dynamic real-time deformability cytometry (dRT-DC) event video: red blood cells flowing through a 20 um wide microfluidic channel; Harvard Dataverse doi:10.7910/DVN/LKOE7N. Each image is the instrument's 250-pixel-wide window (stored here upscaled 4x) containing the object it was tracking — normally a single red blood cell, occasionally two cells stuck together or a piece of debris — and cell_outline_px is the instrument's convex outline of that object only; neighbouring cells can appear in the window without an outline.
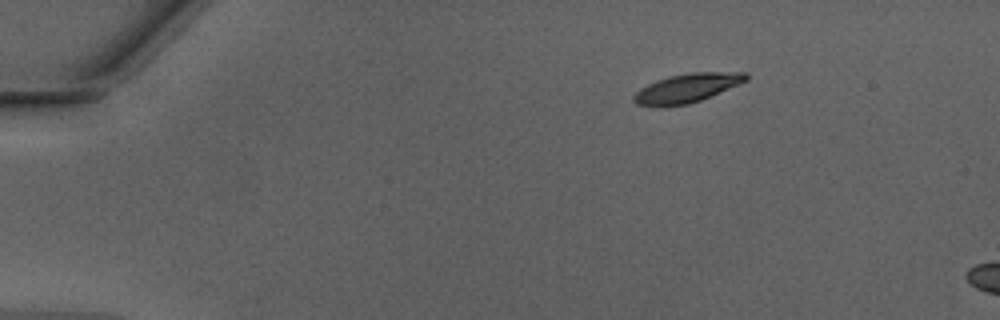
{"species": "Egyptian fruit bat (a non-hibernating species)", "species_latin": "Rousettus aegyptiacus", "temperature_condition": "warm", "stored_images_in_passage": 5, "camera_frame_rate_fps": 3000, "um_per_image_px": 0.085, "animal": {"sex": "male"}, "frame": {"image": 1, "passage_image": 1, "time_ms": 0.0, "image_size_px": [1000, 320], "cell_outline_px": [[748, 80], [700, 100], [688, 104], [664, 108], [656, 108], [636, 104], [632, 100], [632, 96], [640, 88], [656, 80], [668, 76], [688, 72], [748, 72]], "centroid_in_image_um": [58.32, 7.5], "position_along_channel_um": 26.7, "area_um2": 19.25}}